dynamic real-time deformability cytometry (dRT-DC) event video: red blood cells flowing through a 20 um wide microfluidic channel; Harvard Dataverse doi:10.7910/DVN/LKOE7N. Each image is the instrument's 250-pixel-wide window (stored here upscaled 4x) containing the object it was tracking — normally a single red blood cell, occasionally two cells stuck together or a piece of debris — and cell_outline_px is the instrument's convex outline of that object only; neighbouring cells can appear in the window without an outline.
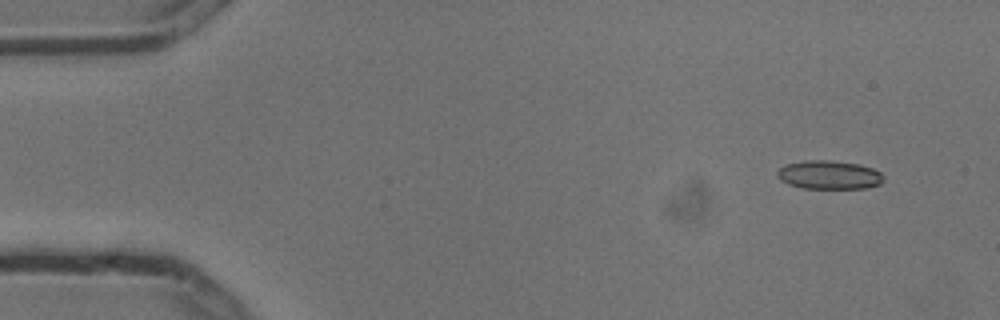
{"species": "common noctule bat (a hibernating species)", "species_latin": "Nyctalus noctula", "temperature_condition": "cold", "stored_images_in_passage": 5, "camera_frame_rate_fps": 3000, "um_per_image_px": 0.085, "animal": {"sex": "male", "body_mass_g": 13.3}, "frame": {"image": 1, "passage_image": 2, "time_ms": 0.333, "image_size_px": [1000, 320], "cell_outline_px": [[884, 180], [880, 184], [868, 188], [800, 188], [788, 184], [780, 180], [776, 176], [776, 172], [784, 164], [804, 160], [832, 160], [860, 164], [872, 168], [880, 172], [884, 176]], "centroid_in_image_um": [70.46, 14.86], "position_along_channel_um": 14.5, "area_um2": 18.03}}
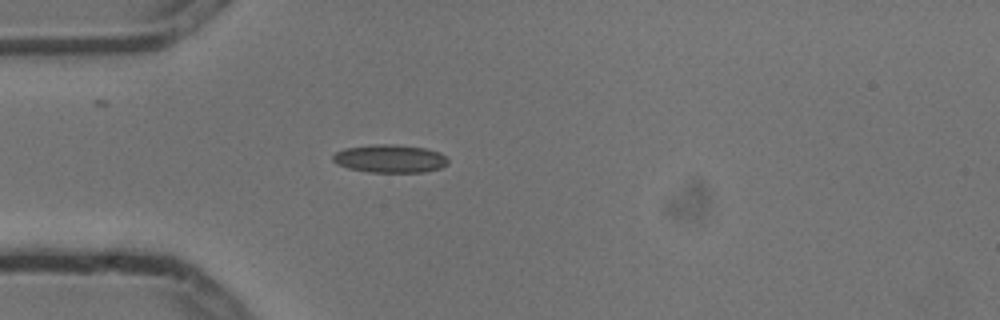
{"frame": {"image": 2, "passage_image": 5, "time_ms": 1.333, "image_size_px": [1000, 320], "cell_outline_px": [[448, 164], [440, 168], [424, 172], [368, 172], [348, 168], [336, 164], [332, 160], [332, 156], [336, 152], [344, 148], [376, 144], [392, 144], [424, 148], [440, 152], [448, 160]], "centroid_in_image_um": [33.12, 13.49], "position_along_channel_um": 51.9, "area_um2": 18.84}}